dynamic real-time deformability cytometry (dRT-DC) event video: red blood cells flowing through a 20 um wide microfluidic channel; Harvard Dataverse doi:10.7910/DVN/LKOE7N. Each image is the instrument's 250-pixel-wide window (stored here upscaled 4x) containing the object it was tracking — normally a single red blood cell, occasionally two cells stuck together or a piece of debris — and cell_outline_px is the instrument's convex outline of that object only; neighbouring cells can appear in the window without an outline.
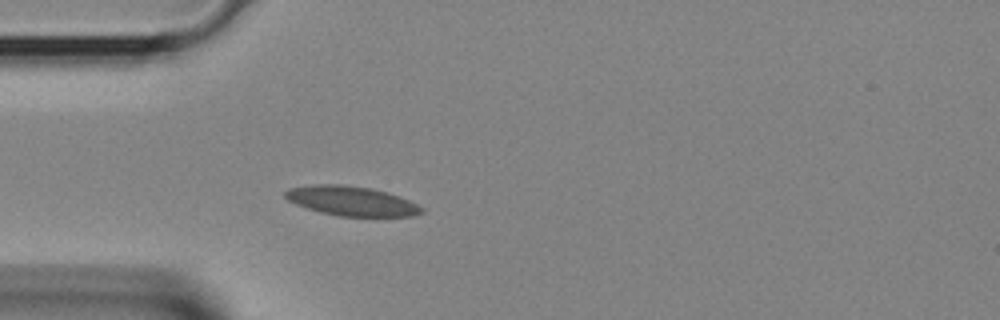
{"species": "Egyptian fruit bat (a non-hibernating species)", "species_latin": "Rousettus aegyptiacus", "temperature_condition": "room temperature", "stored_images_in_passage": 30, "camera_frame_rate_fps": 3000, "um_per_image_px": 0.085, "animal": {"sex": "female"}, "frame": {"image": 1, "passage_image": 1, "time_ms": 0.0, "image_size_px": [1000, 320], "cell_outline_px": [[424, 212], [412, 216], [340, 216], [320, 212], [296, 204], [288, 200], [284, 196], [284, 192], [288, 188], [312, 184], [340, 184], [372, 188], [388, 192], [408, 200], [424, 208]], "centroid_in_image_um": [29.86, 17.07], "position_along_channel_um": 55.1, "area_um2": 23.47}}
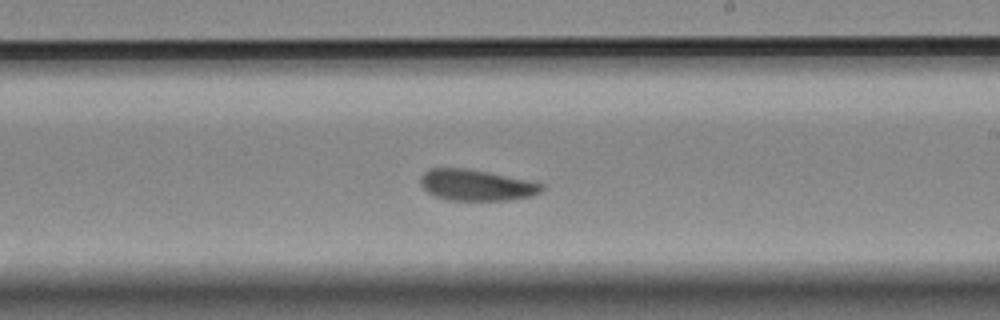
{"frame": {"image": 2, "passage_image": 13, "time_ms": 4.0, "image_size_px": [1000, 320], "cell_outline_px": [[544, 188], [540, 192], [532, 196], [508, 200], [448, 200], [436, 196], [428, 192], [420, 184], [420, 176], [428, 168], [468, 168], [488, 172], [544, 184]], "centroid_in_image_um": [40.46, 15.73], "position_along_channel_um": 248.5, "area_um2": 21.91}}
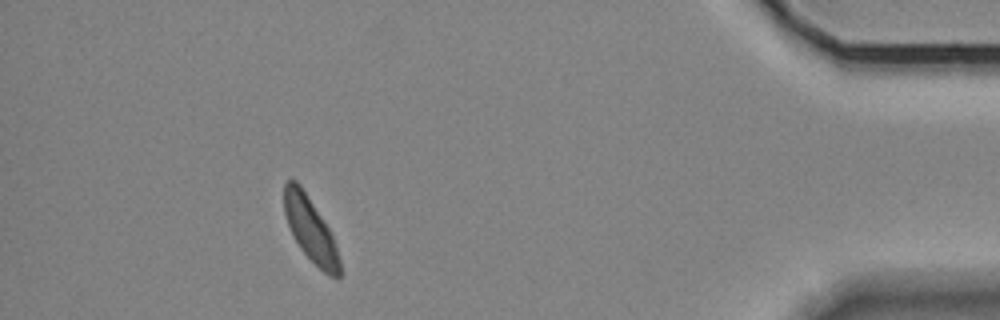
{"frame": {"image": 3, "passage_image": 26, "time_ms": 8.333, "image_size_px": [1000, 320], "cell_outline_px": [[340, 276], [336, 280], [324, 272], [300, 248], [292, 236], [284, 212], [284, 184], [288, 180], [296, 180], [300, 184], [328, 228], [332, 236], [340, 260]], "centroid_in_image_um": [26.37, 19.51], "position_along_channel_um": 408.8, "area_um2": 20.35}}